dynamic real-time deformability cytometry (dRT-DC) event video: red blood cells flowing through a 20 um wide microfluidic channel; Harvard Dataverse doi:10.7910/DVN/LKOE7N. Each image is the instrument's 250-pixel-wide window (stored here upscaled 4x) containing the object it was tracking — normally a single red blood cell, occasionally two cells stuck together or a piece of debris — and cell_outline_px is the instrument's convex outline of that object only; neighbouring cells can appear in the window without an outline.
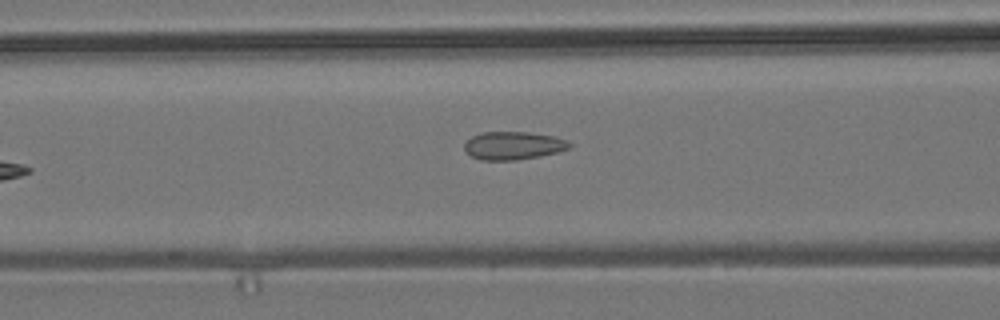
{"species": "common noctule bat (a hibernating species)", "species_latin": "Nyctalus noctula", "temperature_condition": "room temperature", "stored_images_in_passage": 7, "camera_frame_rate_fps": 3000, "um_per_image_px": 0.085, "animal": {"sex": "male", "body_mass_g": 19.2, "forearm_length_mm": 51.8}, "frame": {"image": 1, "passage_image": 7, "time_ms": 7.333, "image_size_px": [1000, 320], "cell_outline_px": [[572, 144], [568, 148], [556, 152], [540, 156], [516, 160], [480, 160], [464, 152], [464, 144], [472, 136], [480, 132], [528, 132], [552, 136], [568, 140]], "centroid_in_image_um": [43.59, 12.37], "position_along_channel_um": 123.0, "area_um2": 17.17}}